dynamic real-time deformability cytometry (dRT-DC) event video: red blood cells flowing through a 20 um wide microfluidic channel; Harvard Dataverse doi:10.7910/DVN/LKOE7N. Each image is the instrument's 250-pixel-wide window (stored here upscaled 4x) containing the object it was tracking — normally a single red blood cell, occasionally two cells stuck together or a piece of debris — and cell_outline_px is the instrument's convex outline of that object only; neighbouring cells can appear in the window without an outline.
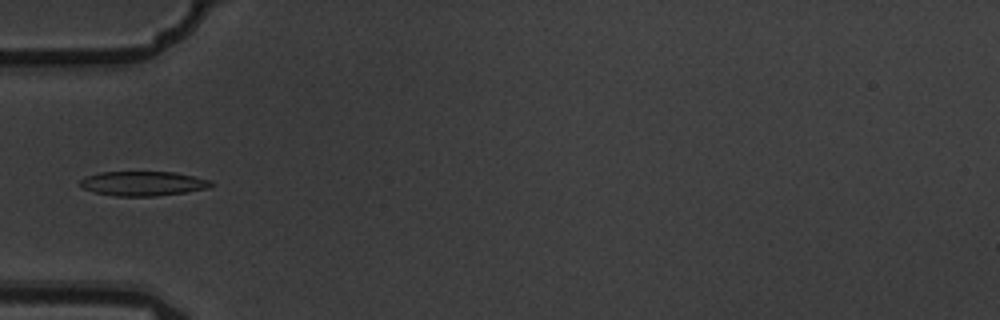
{"species": "common noctule bat (a hibernating species)", "species_latin": "Nyctalus noctula", "temperature_condition": "warm", "stored_images_in_passage": 4, "camera_frame_rate_fps": 3000, "um_per_image_px": 0.085, "animal": {"sex": "male", "body_mass_g": 19.5, "forearm_length_mm": 54.6}, "frame": {"image": 1, "passage_image": 4, "time_ms": 1.0, "image_size_px": [1000, 320], "cell_outline_px": [[216, 184], [208, 188], [184, 192], [156, 196], [116, 196], [96, 192], [80, 188], [80, 180], [84, 176], [100, 172], [176, 172], [212, 180]], "centroid_in_image_um": [12.16, 15.59], "position_along_channel_um": 72.8, "area_um2": 18.84}}